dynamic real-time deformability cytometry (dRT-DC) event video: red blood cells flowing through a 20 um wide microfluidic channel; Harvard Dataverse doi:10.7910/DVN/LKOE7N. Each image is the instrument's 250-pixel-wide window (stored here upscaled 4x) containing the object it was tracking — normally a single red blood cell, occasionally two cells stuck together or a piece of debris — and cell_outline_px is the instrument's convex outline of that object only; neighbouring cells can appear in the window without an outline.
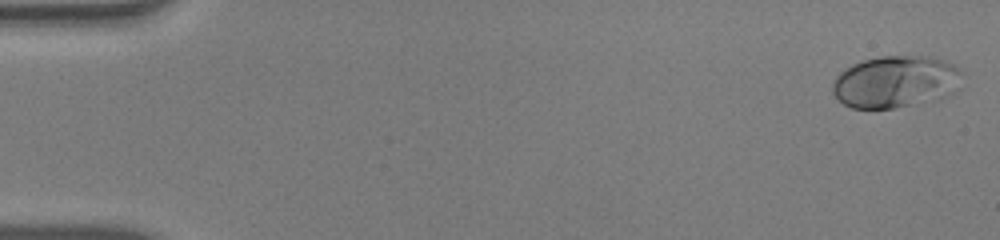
{"species": "human", "species_latin": "Homo sapiens", "temperature_condition": "warm", "stored_images_in_passage": 53, "camera_frame_rate_fps": 3000, "um_per_image_px": 0.085, "donor": {"sex": "male"}, "frame": {"image": 1, "passage_image": 1, "time_ms": 0.0, "image_size_px": [1000, 240], "cell_outline_px": [[960, 88], [948, 96], [940, 100], [892, 108], [852, 108], [844, 104], [832, 92], [832, 84], [836, 76], [844, 68], [860, 60], [880, 56], [928, 56], [944, 60], [956, 64], [960, 72]], "centroid_in_image_um": [76.15, 6.94], "position_along_channel_um": 8.9, "area_um2": 39.82}}
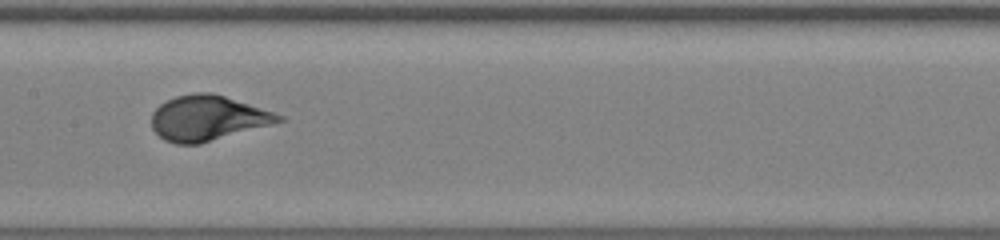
{"frame": {"image": 2, "passage_image": 27, "time_ms": 8.667, "image_size_px": [1000, 240], "cell_outline_px": [[288, 120], [200, 144], [176, 144], [164, 140], [152, 128], [152, 112], [160, 104], [176, 96], [196, 92], [212, 92], [284, 116]], "centroid_in_image_um": [17.65, 10.05], "position_along_channel_um": 189.7, "area_um2": 33.29}}
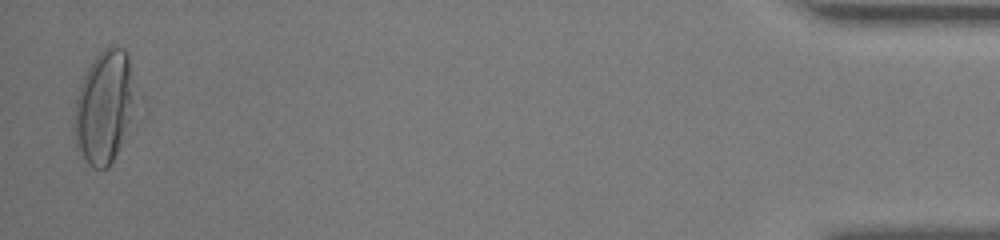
{"frame": {"image": 3, "passage_image": 52, "time_ms": 17.0, "image_size_px": [1000, 240], "cell_outline_px": [[136, 96], [132, 116], [120, 144], [108, 168], [92, 168], [88, 164], [76, 148], [72, 132], [72, 124], [76, 96], [80, 84], [88, 68], [96, 56], [104, 48], [112, 44], [124, 48], [128, 52]], "centroid_in_image_um": [8.83, 9.07], "position_along_channel_um": 426.4, "area_um2": 40.52}, "authors_computed_cell_mechanics": {"area_um2": 33.6974, "velocity_mm_per_s": 3.8872, "shape_relaxation_time_tau1_ms": 3.7156, "shape_relaxation_time_tau2_ms": null, "deformation_change_tau1": 0.1936, "deformation_change_tau2": null}}